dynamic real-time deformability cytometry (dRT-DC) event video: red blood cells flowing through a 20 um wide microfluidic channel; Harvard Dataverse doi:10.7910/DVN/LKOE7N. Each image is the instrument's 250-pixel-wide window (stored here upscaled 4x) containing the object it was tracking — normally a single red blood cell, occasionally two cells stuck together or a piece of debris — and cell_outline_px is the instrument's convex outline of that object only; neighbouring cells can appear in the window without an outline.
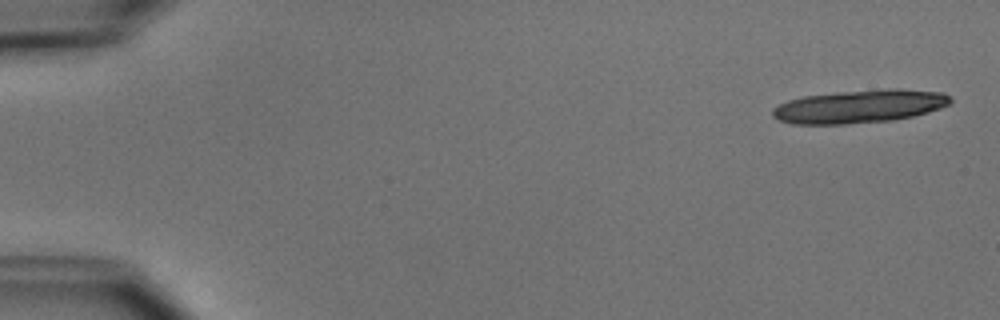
{"species": "common noctule bat (a hibernating species)", "species_latin": "Nyctalus noctula", "temperature_condition": "cold", "stored_images_in_passage": 6, "camera_frame_rate_fps": 3000, "um_per_image_px": 0.085, "animal": {"sex": "male", "body_mass_g": 15.6}, "frame": {"image": 1, "passage_image": 1, "time_ms": 0.0, "image_size_px": [1000, 320], "cell_outline_px": [[952, 100], [948, 104], [940, 108], [928, 112], [912, 116], [892, 120], [844, 124], [792, 124], [780, 120], [772, 116], [772, 108], [788, 100], [804, 96], [836, 92], [888, 88], [900, 88], [944, 92]], "centroid_in_image_um": [73.06, 9.03], "position_along_channel_um": 11.9, "area_um2": 34.45}}